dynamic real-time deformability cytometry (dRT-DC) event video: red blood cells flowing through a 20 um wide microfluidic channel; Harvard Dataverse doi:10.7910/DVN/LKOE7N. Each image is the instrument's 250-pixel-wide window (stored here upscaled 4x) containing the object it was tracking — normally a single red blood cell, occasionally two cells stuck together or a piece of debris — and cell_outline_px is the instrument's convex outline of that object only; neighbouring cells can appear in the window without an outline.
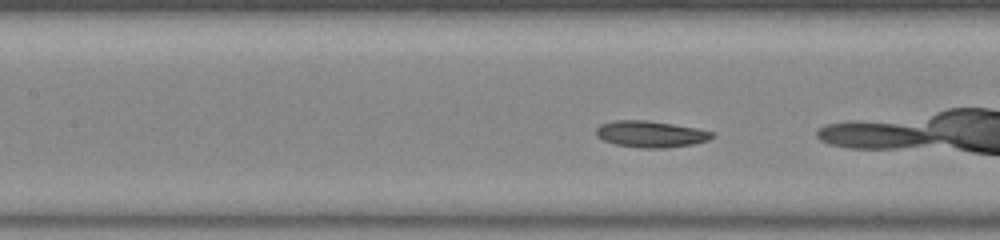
{"species": "common noctule bat (a hibernating species)", "species_latin": "Nyctalus noctula", "temperature_condition": "warm", "stored_images_in_passage": 43, "camera_frame_rate_fps": 3000, "um_per_image_px": 0.085, "animal": {"sex": "female", "body_mass_g": 23.0, "forearm_length_mm": 53.4}, "frame": {"image": 1, "passage_image": 13, "time_ms": 4.0, "image_size_px": [1000, 240], "cell_outline_px": [[716, 136], [708, 140], [692, 144], [668, 148], [640, 148], [616, 144], [604, 140], [596, 136], [596, 128], [600, 124], [616, 120], [648, 120], [696, 128], [712, 132]], "centroid_in_image_um": [55.3, 11.4], "position_along_channel_um": 152.1, "area_um2": 17.86}}
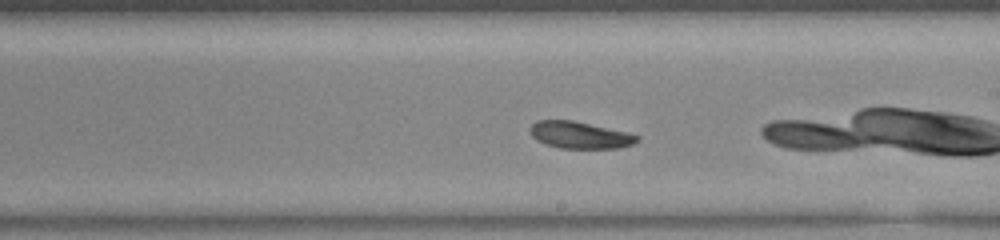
{"frame": {"image": 2, "passage_image": 20, "time_ms": 6.333, "image_size_px": [1000, 240], "cell_outline_px": [[640, 140], [632, 144], [616, 148], [560, 148], [536, 140], [532, 136], [528, 128], [536, 120], [572, 120], [628, 132], [640, 136]], "centroid_in_image_um": [49.28, 11.47], "position_along_channel_um": 239.7, "area_um2": 16.76}}
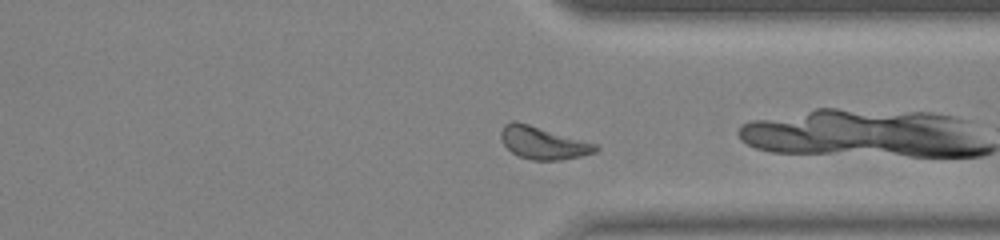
{"frame": {"image": 3, "passage_image": 30, "time_ms": 9.667, "image_size_px": [1000, 240], "cell_outline_px": [[600, 148], [596, 152], [580, 156], [560, 160], [532, 160], [520, 156], [512, 152], [504, 144], [500, 136], [500, 132], [504, 124], [512, 120], [516, 120], [600, 144]], "centroid_in_image_um": [46.2, 12.12], "position_along_channel_um": 365.2, "area_um2": 18.21}, "authors_computed_cell_mechanics": {"area_um2": 18.207, "velocity_mm_per_s": 3.7676, "shape_relaxation_time_tau1_ms": 2.6975, "shape_relaxation_time_tau2_ms": null, "deformation_change_tau1": 0.0755, "deformation_change_tau2": null}}